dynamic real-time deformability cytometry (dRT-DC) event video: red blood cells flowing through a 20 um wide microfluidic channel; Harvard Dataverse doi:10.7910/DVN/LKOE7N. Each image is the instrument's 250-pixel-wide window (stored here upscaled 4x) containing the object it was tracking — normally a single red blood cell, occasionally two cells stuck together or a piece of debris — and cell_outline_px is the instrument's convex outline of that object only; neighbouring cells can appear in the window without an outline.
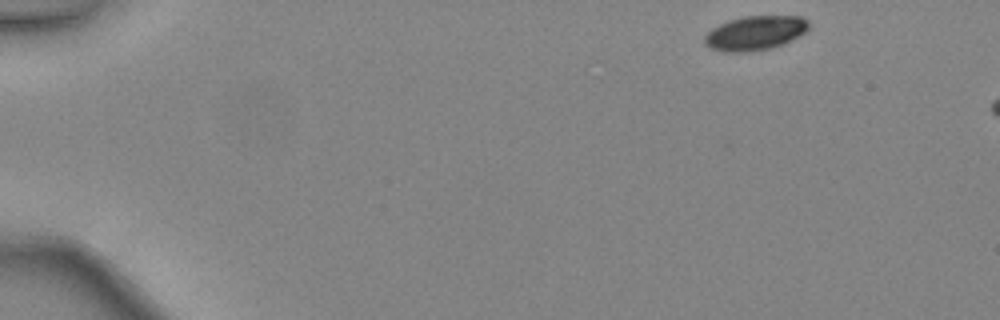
{"species": "common noctule bat (a hibernating species)", "species_latin": "Nyctalus noctula", "temperature_condition": "warm", "stored_images_in_passage": 11, "camera_frame_rate_fps": 3000, "um_per_image_px": 0.085, "animal": {"sex": "female", "body_mass_g": 24.6, "forearm_length_mm": 56.2}, "frame": {"image": 1, "passage_image": 1, "time_ms": 0.0, "image_size_px": [1000, 320], "cell_outline_px": [[808, 28], [800, 36], [784, 44], [768, 48], [748, 52], [724, 52], [708, 48], [704, 44], [704, 36], [712, 28], [728, 20], [744, 16], [800, 16], [808, 20]], "centroid_in_image_um": [64.16, 2.81], "position_along_channel_um": 20.8, "area_um2": 20.92}}